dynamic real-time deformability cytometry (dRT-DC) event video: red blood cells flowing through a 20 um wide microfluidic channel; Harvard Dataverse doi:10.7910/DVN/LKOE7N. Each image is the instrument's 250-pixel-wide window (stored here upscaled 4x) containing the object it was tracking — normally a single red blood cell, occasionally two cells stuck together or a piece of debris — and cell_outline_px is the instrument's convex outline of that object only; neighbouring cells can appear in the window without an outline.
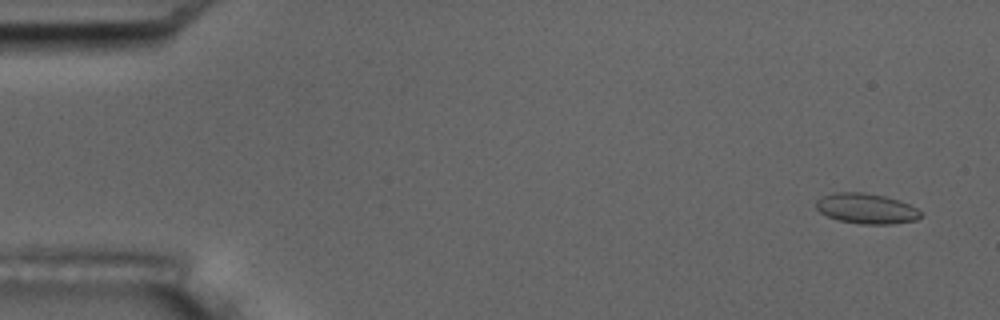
{"species": "common noctule bat (a hibernating species)", "species_latin": "Nyctalus noctula", "temperature_condition": "room temperature", "stored_images_in_passage": 5, "camera_frame_rate_fps": 3000, "um_per_image_px": 0.085, "animal": {"sex": "male", "body_mass_g": 17.5, "forearm_length_mm": 52.3}, "frame": {"image": 1, "passage_image": 1, "time_ms": 0.0, "image_size_px": [1000, 320], "cell_outline_px": [[920, 216], [916, 220], [892, 224], [860, 224], [836, 220], [820, 212], [816, 208], [816, 200], [820, 196], [832, 192], [864, 192], [884, 196], [900, 200], [916, 208], [920, 212]], "centroid_in_image_um": [73.59, 17.72], "position_along_channel_um": 11.4, "area_um2": 18.61}}